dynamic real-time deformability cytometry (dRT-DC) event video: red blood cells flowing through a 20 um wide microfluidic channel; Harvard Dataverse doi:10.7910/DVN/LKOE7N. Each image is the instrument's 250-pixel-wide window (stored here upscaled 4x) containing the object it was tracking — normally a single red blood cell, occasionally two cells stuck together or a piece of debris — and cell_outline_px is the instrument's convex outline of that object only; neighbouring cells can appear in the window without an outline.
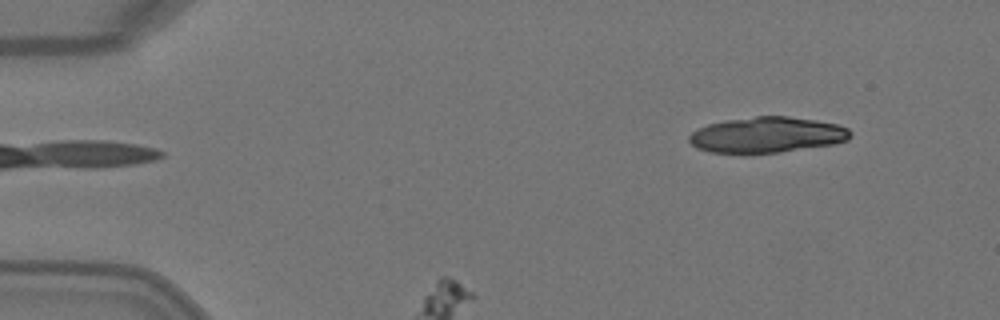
{"species": "Egyptian fruit bat (a non-hibernating species)", "species_latin": "Rousettus aegyptiacus", "temperature_condition": "warm", "stored_images_in_passage": 4, "segment_of_instrument_passage": [2, 2], "camera_frame_rate_fps": 3000, "um_per_image_px": 0.085, "animal": {"sex": "female"}, "frame": {"image": 1, "passage_image": 4, "time_ms": 1.0, "image_size_px": [1000, 320], "cell_outline_px": [[852, 132], [848, 140], [832, 144], [780, 152], [708, 152], [696, 148], [688, 140], [688, 136], [692, 132], [708, 124], [724, 120], [756, 116], [788, 116], [816, 120], [836, 124], [848, 128]], "centroid_in_image_um": [65.19, 11.45], "position_along_channel_um": 19.8, "area_um2": 33.29}}